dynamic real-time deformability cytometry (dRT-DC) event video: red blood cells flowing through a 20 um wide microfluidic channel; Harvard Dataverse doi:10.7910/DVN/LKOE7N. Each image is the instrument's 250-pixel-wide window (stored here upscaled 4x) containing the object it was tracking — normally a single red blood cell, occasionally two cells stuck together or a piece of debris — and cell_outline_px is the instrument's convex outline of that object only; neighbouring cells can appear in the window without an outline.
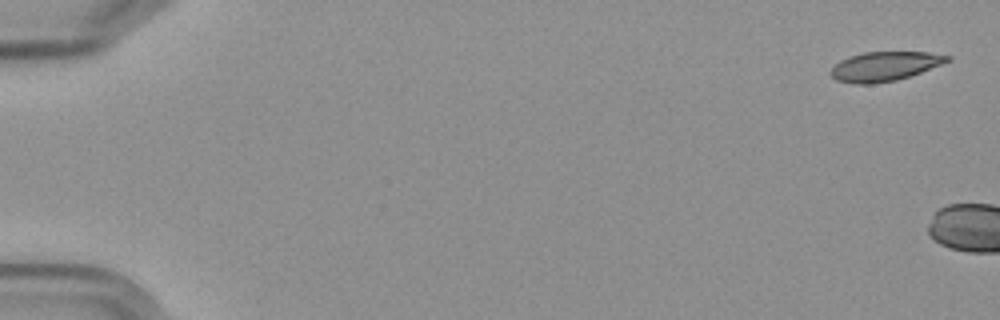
{"species": "Egyptian fruit bat (a non-hibernating species)", "species_latin": "Rousettus aegyptiacus", "temperature_condition": "cold", "stored_images_in_passage": 6, "segment_of_instrument_passage": [1, 2], "camera_frame_rate_fps": 3000, "um_per_image_px": 0.085, "frame": {"image": 1, "passage_image": 1, "time_ms": 0.0, "image_size_px": [1000, 320], "cell_outline_px": [[952, 60], [920, 72], [896, 80], [872, 84], [852, 84], [836, 80], [828, 72], [840, 60], [848, 56], [864, 52], [928, 52], [952, 56]], "centroid_in_image_um": [75.17, 5.63], "position_along_channel_um": 9.8, "area_um2": 19.94}}